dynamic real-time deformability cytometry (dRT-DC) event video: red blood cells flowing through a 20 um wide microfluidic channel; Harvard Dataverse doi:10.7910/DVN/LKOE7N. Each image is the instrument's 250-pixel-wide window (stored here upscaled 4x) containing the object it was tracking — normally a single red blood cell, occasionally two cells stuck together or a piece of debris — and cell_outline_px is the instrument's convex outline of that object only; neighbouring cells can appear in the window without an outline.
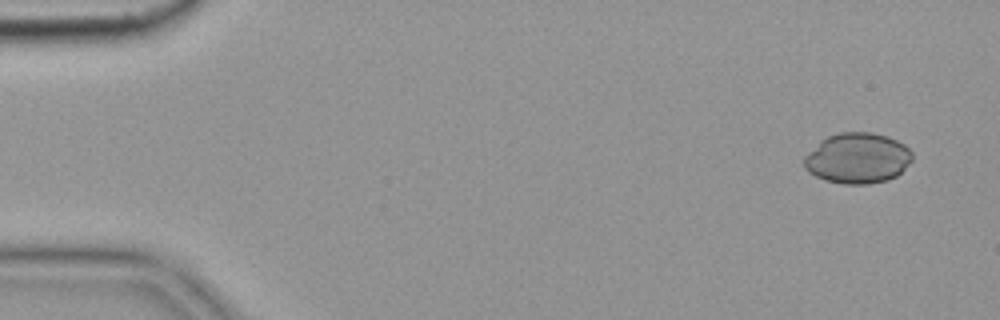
{"species": "common noctule bat (a hibernating species)", "species_latin": "Nyctalus noctula", "temperature_condition": "cold", "stored_images_in_passage": 5, "camera_frame_rate_fps": 3000, "um_per_image_px": 0.085, "animal": {"sex": "female", "body_mass_g": 19.9}, "frame": {"image": 1, "passage_image": 1, "time_ms": 0.0, "image_size_px": [1000, 320], "cell_outline_px": [[912, 160], [896, 176], [888, 180], [868, 184], [844, 184], [824, 180], [808, 172], [804, 168], [804, 156], [808, 152], [828, 136], [840, 132], [872, 132], [888, 136], [904, 144], [912, 152]], "centroid_in_image_um": [72.89, 13.45], "position_along_channel_um": 12.1, "area_um2": 31.85}}